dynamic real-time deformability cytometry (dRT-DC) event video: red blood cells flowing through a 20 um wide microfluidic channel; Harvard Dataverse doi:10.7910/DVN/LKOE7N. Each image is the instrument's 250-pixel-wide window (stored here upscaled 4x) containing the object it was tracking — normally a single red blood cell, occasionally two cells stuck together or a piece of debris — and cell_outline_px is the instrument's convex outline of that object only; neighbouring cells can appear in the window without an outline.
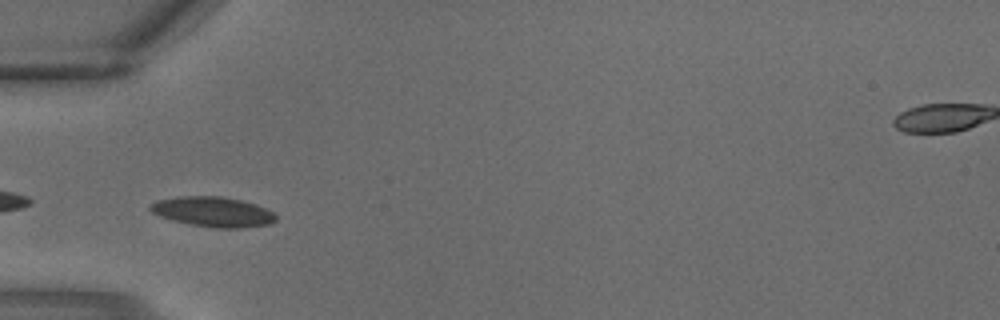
{"species": "common noctule bat (a hibernating species)", "species_latin": "Nyctalus noctula", "temperature_condition": "warm", "stored_images_in_passage": 2, "camera_frame_rate_fps": 3000, "um_per_image_px": 0.085, "animal": {"sex": "male", "body_mass_g": 18.8}, "frame": {"image": 1, "passage_image": 2, "time_ms": 0.333, "image_size_px": [1000, 320], "cell_outline_px": [[276, 220], [268, 224], [244, 228], [216, 228], [192, 224], [172, 220], [160, 216], [152, 212], [148, 208], [148, 204], [156, 200], [176, 196], [220, 196], [240, 200], [256, 204], [276, 212]], "centroid_in_image_um": [18.09, 17.99], "position_along_channel_um": 66.9, "area_um2": 22.14}}